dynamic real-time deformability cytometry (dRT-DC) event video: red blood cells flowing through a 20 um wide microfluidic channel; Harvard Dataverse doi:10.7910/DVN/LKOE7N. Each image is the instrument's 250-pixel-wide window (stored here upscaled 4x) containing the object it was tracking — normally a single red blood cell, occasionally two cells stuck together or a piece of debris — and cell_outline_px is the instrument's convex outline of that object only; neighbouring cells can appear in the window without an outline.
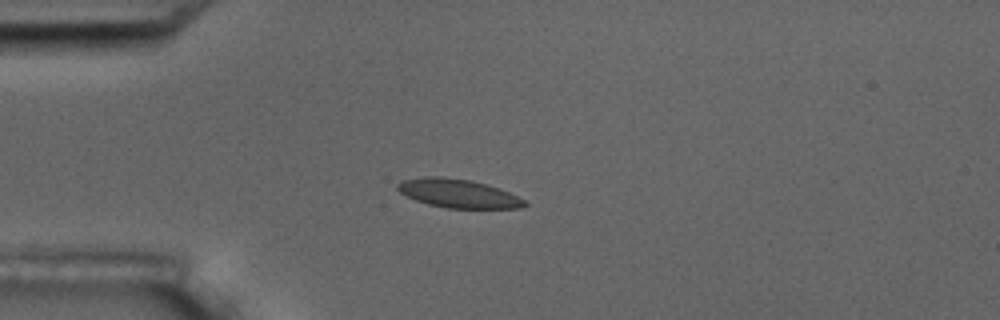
{"species": "common noctule bat (a hibernating species)", "species_latin": "Nyctalus noctula", "temperature_condition": "room temperature", "stored_images_in_passage": 5, "camera_frame_rate_fps": 3000, "um_per_image_px": 0.085, "animal": {"sex": "male", "body_mass_g": 17.5, "forearm_length_mm": 52.3}, "frame": {"image": 1, "passage_image": 3, "time_ms": 2.333, "image_size_px": [1000, 320], "cell_outline_px": [[528, 204], [520, 208], [448, 208], [428, 204], [416, 200], [400, 192], [396, 188], [396, 184], [404, 180], [424, 176], [444, 176], [468, 180], [484, 184], [508, 192], [524, 200]], "centroid_in_image_um": [38.9, 16.44], "position_along_channel_um": 46.1, "area_um2": 20.87}}